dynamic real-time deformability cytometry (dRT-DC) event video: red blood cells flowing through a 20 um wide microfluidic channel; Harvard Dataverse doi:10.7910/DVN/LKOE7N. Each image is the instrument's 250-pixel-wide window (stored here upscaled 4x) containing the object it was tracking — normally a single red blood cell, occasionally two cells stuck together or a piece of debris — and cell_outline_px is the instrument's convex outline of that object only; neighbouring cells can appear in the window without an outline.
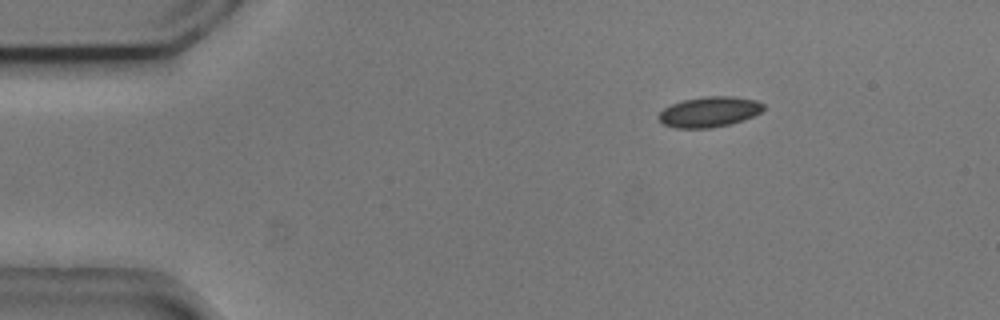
{"species": "common noctule bat (a hibernating species)", "species_latin": "Nyctalus noctula", "temperature_condition": "cold", "stored_images_in_passage": 6, "camera_frame_rate_fps": 3000, "um_per_image_px": 0.085, "animal": {"sex": "male", "body_mass_g": 20.5, "forearm_length_mm": 52.5}, "frame": {"image": 1, "passage_image": 6, "time_ms": 1.667, "image_size_px": [1000, 320], "cell_outline_px": [[764, 108], [760, 112], [744, 120], [712, 128], [676, 128], [664, 124], [656, 116], [664, 108], [672, 104], [684, 100], [704, 96], [732, 96], [756, 100], [764, 104]], "centroid_in_image_um": [60.28, 9.5], "position_along_channel_um": 24.7, "area_um2": 18.5}}